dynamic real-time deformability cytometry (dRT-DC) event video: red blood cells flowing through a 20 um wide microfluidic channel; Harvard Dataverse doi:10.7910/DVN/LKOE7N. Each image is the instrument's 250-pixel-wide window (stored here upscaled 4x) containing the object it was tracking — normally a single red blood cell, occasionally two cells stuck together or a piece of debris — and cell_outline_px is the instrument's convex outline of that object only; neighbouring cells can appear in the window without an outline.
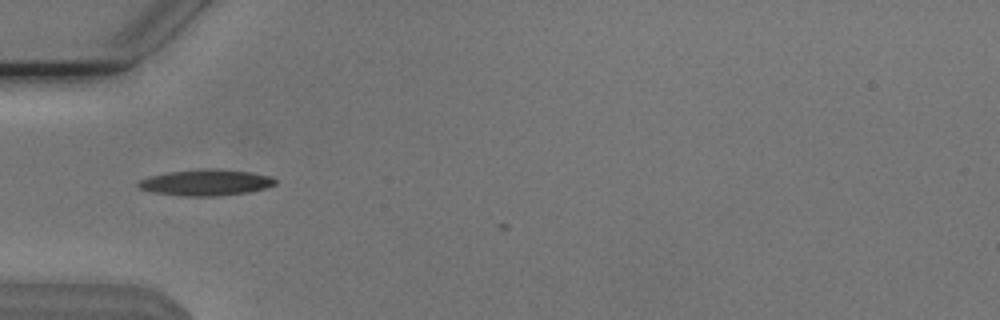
{"species": "Egyptian fruit bat (a non-hibernating species)", "species_latin": "Rousettus aegyptiacus", "temperature_condition": "cold", "stored_images_in_passage": 2, "camera_frame_rate_fps": 3000, "um_per_image_px": 0.085, "animal": {"sex": "male"}, "frame": {"image": 1, "passage_image": 1, "time_ms": 0.0, "image_size_px": [1000, 320], "cell_outline_px": [[276, 184], [264, 188], [248, 192], [220, 196], [180, 196], [152, 192], [140, 188], [136, 184], [140, 180], [148, 176], [168, 172], [200, 168], [216, 168], [252, 172], [272, 176], [276, 180]], "centroid_in_image_um": [17.5, 15.5], "position_along_channel_um": 67.5, "area_um2": 21.15}}